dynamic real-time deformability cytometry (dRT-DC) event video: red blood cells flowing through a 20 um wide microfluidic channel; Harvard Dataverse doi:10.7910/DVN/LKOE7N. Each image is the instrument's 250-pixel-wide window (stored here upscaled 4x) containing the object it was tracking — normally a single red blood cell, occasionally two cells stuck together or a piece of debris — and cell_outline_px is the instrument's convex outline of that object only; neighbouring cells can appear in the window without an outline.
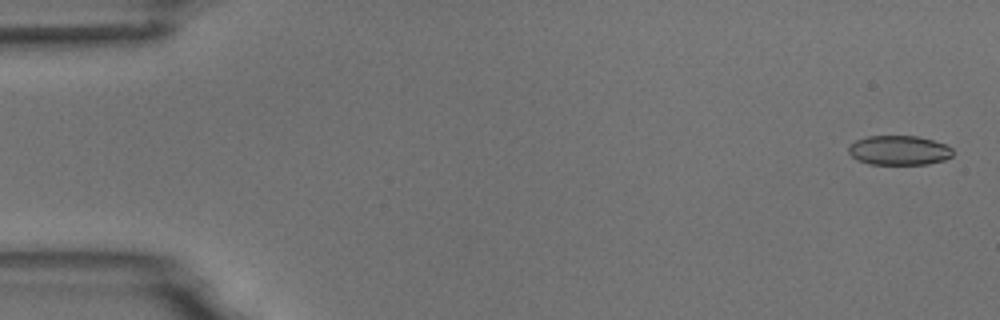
{"species": "common noctule bat (a hibernating species)", "species_latin": "Nyctalus noctula", "temperature_condition": "room temperature", "stored_images_in_passage": 4, "camera_frame_rate_fps": 3000, "um_per_image_px": 0.085, "animal": {"sex": "male", "body_mass_g": 18.8}, "frame": {"image": 1, "passage_image": 1, "time_ms": 0.0, "image_size_px": [1000, 320], "cell_outline_px": [[952, 156], [944, 160], [928, 164], [868, 164], [852, 156], [848, 152], [848, 148], [856, 140], [868, 136], [916, 136], [932, 140], [944, 144], [952, 148]], "centroid_in_image_um": [76.42, 12.78], "position_along_channel_um": 8.6, "area_um2": 17.74}}